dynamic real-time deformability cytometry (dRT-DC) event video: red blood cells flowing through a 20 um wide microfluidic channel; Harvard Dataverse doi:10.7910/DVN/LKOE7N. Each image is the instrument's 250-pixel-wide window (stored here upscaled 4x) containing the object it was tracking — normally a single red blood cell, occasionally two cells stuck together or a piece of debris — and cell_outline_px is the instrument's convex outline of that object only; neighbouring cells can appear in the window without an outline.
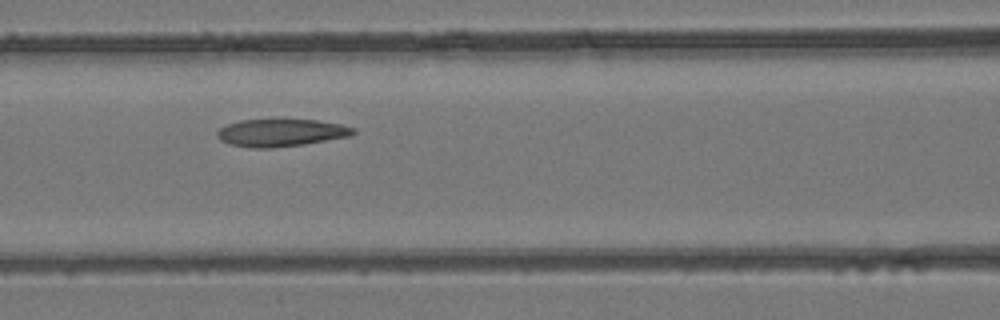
{"species": "common noctule bat (a hibernating species)", "species_latin": "Nyctalus noctula", "temperature_condition": "room temperature", "stored_images_in_passage": 6, "camera_frame_rate_fps": 3000, "um_per_image_px": 0.085, "animal": {"sex": "female", "body_mass_g": 24.6, "forearm_length_mm": 56.2}, "frame": {"image": 1, "passage_image": 6, "time_ms": 1.667, "image_size_px": [1000, 320], "cell_outline_px": [[356, 132], [352, 136], [304, 144], [272, 148], [248, 148], [228, 144], [220, 140], [216, 136], [216, 132], [220, 128], [228, 124], [240, 120], [316, 120], [340, 124], [356, 128]], "centroid_in_image_um": [23.88, 11.29], "position_along_channel_um": 142.7, "area_um2": 21.91}}